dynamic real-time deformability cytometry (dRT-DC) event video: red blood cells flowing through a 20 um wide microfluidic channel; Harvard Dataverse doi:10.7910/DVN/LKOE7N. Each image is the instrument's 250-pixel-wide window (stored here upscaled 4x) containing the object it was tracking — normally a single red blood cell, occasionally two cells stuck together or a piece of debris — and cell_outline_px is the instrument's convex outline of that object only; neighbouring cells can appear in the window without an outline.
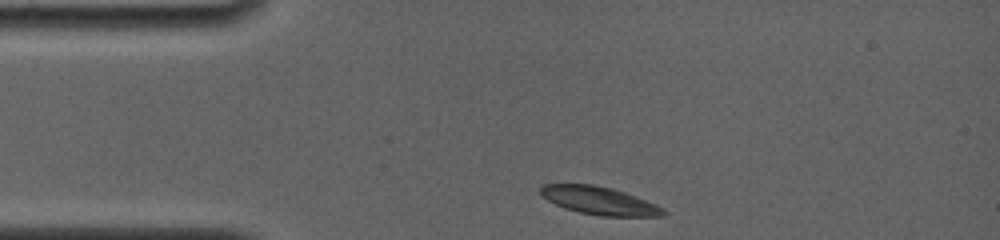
{"species": "common noctule bat (a hibernating species)", "species_latin": "Nyctalus noctula", "temperature_condition": "room temperature", "stored_images_in_passage": 6, "camera_frame_rate_fps": 4000, "um_per_image_px": 0.085, "animal": {"sex": "female", "body_mass_g": 19.0, "forearm_length_mm": 56.7}, "frame": {"image": 1, "passage_image": 1, "time_ms": 0.0, "image_size_px": [1000, 240], "cell_outline_px": [[668, 212], [664, 216], [600, 216], [580, 212], [564, 208], [548, 200], [540, 192], [540, 188], [544, 184], [592, 184], [612, 188], [624, 192], [656, 204], [664, 208]], "centroid_in_image_um": [50.98, 17.06], "position_along_channel_um": 34.0, "area_um2": 19.88}}
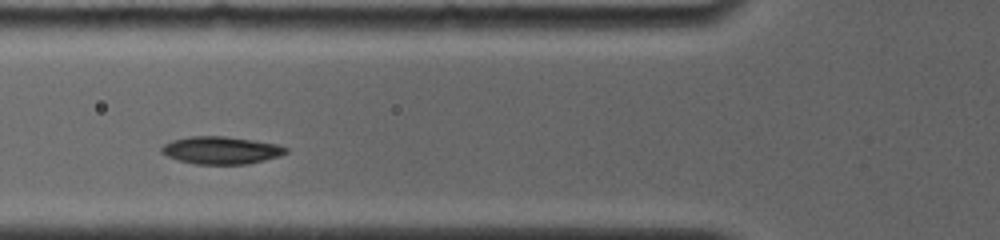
{"frame": {"image": 2, "passage_image": 4, "time_ms": 2.75, "image_size_px": [1000, 240], "cell_outline_px": [[288, 152], [280, 156], [248, 164], [196, 164], [180, 160], [168, 156], [160, 152], [160, 148], [164, 144], [172, 140], [188, 136], [224, 136], [252, 140], [276, 144], [288, 148]], "centroid_in_image_um": [18.79, 12.77], "position_along_channel_um": 107.0, "area_um2": 19.88}}
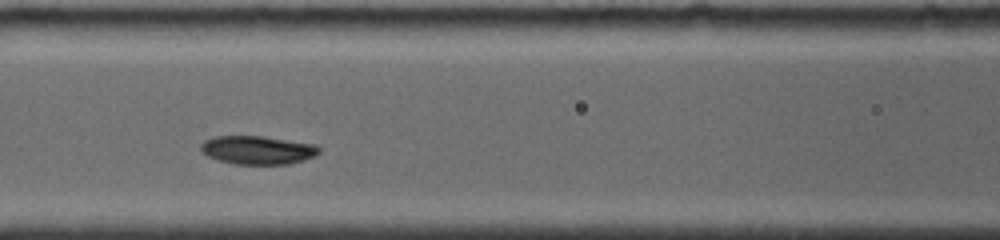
{"frame": {"image": 3, "passage_image": 5, "time_ms": 3.75, "image_size_px": [1000, 240], "cell_outline_px": [[320, 152], [316, 156], [304, 160], [288, 164], [232, 164], [208, 156], [200, 152], [200, 144], [204, 140], [216, 136], [260, 136], [316, 144], [320, 148]], "centroid_in_image_um": [21.9, 12.75], "position_along_channel_um": 144.7, "area_um2": 19.71}}